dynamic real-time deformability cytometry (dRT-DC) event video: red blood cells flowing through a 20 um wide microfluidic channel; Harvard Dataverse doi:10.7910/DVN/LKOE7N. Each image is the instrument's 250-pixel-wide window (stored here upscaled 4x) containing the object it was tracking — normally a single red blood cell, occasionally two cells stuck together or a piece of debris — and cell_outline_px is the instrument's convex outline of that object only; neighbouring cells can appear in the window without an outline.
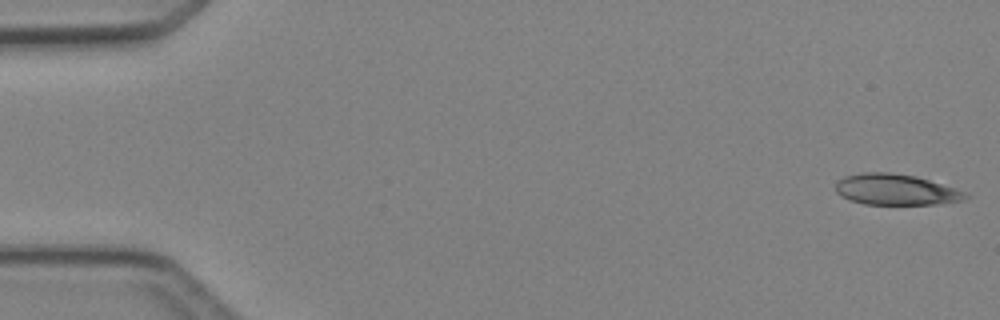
{"species": "Egyptian fruit bat (a non-hibernating species)", "species_latin": "Rousettus aegyptiacus", "temperature_condition": "cold", "stored_images_in_passage": 5, "camera_frame_rate_fps": 3000, "um_per_image_px": 0.085, "animal": {"sex": "female"}, "frame": {"image": 1, "passage_image": 1, "time_ms": 0.0, "image_size_px": [1000, 320], "cell_outline_px": [[968, 196], [960, 200], [936, 204], [864, 204], [852, 200], [836, 192], [836, 180], [844, 176], [860, 172], [888, 172], [916, 176], [964, 192]], "centroid_in_image_um": [76.06, 16.1], "position_along_channel_um": 8.9, "area_um2": 22.95}}
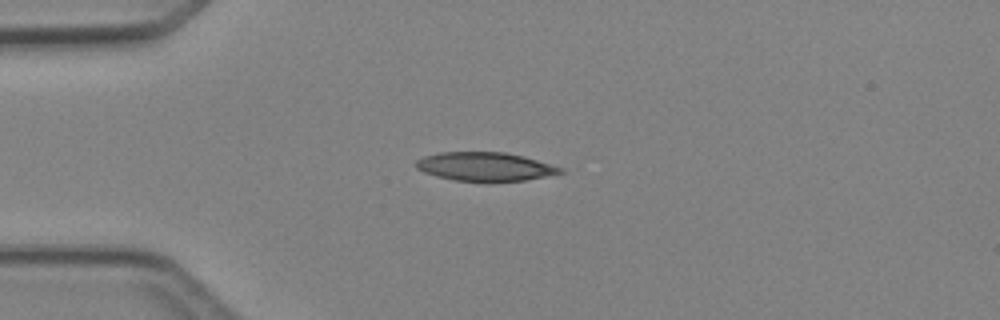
{"frame": {"image": 2, "passage_image": 4, "time_ms": 3.667, "image_size_px": [1000, 320], "cell_outline_px": [[564, 172], [548, 176], [524, 180], [452, 180], [436, 176], [424, 172], [416, 168], [416, 160], [424, 156], [440, 152], [504, 152], [524, 156], [564, 168]], "centroid_in_image_um": [41.23, 14.14], "position_along_channel_um": 43.8, "area_um2": 23.81}}